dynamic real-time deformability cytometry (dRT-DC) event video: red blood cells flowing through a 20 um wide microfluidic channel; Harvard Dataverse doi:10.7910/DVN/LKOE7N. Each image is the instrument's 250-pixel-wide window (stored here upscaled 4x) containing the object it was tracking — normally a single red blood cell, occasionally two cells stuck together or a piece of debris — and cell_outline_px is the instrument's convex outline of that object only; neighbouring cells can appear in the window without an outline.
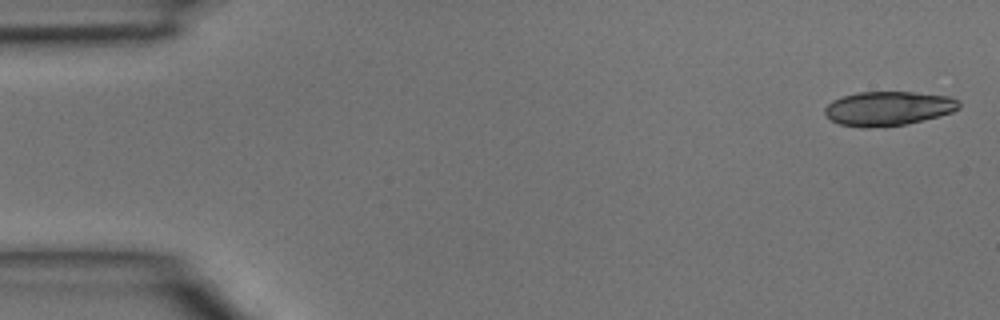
{"species": "common noctule bat (a hibernating species)", "species_latin": "Nyctalus noctula", "temperature_condition": "room temperature", "stored_images_in_passage": 4, "camera_frame_rate_fps": 3000, "um_per_image_px": 0.085, "animal": {"sex": "male", "body_mass_g": 15.6}, "frame": {"image": 1, "passage_image": 1, "time_ms": 0.0, "image_size_px": [1000, 320], "cell_outline_px": [[960, 108], [952, 112], [904, 124], [884, 128], [860, 128], [840, 124], [832, 120], [824, 112], [824, 108], [832, 100], [844, 96], [860, 92], [912, 92], [948, 96], [960, 100]], "centroid_in_image_um": [75.49, 9.23], "position_along_channel_um": 9.5, "area_um2": 26.76}}
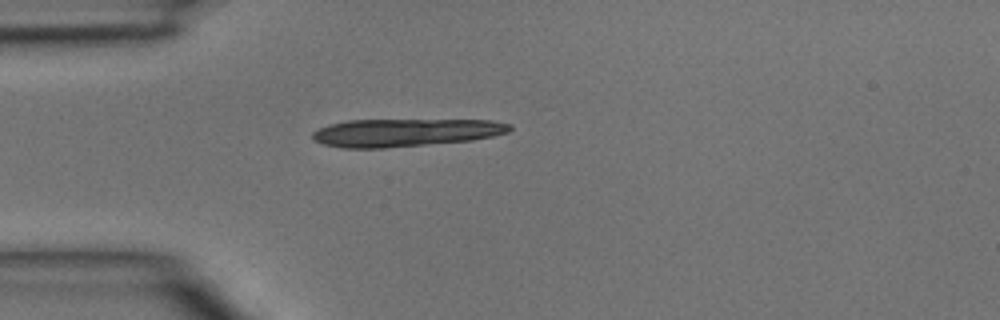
{"frame": {"image": 2, "passage_image": 4, "time_ms": 1.0, "image_size_px": [1000, 320], "cell_outline_px": [[512, 128], [508, 132], [492, 136], [472, 140], [384, 148], [344, 148], [324, 144], [312, 140], [312, 132], [328, 124], [348, 120], [492, 120], [512, 124]], "centroid_in_image_um": [34.44, 11.26], "position_along_channel_um": 50.6, "area_um2": 32.02}}